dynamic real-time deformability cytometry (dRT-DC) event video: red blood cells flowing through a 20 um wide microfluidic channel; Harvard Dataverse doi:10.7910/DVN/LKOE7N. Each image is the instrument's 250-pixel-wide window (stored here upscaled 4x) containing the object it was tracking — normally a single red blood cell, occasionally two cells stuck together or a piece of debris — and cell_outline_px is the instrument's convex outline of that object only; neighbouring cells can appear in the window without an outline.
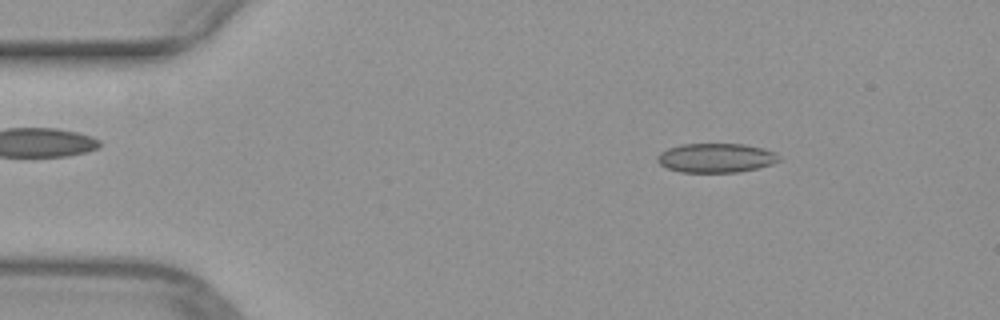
{"species": "common noctule bat (a hibernating species)", "species_latin": "Nyctalus noctula", "temperature_condition": "warm", "stored_images_in_passage": 50, "camera_frame_rate_fps": 3000, "um_per_image_px": 0.085, "animal": {"sex": "female", "body_mass_g": 29.2, "forearm_length_mm": 56.3}, "frame": {"image": 1, "passage_image": 7, "time_ms": 2.0, "image_size_px": [1000, 320], "cell_outline_px": [[784, 160], [772, 164], [756, 168], [736, 172], [680, 172], [664, 168], [656, 160], [656, 156], [660, 152], [668, 148], [680, 144], [744, 144], [764, 148], [776, 152]], "centroid_in_image_um": [60.86, 13.42], "position_along_channel_um": 24.1, "area_um2": 21.04}}
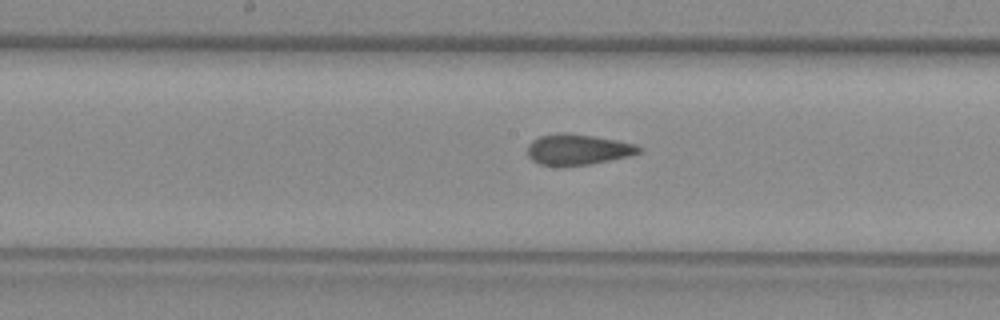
{"frame": {"image": 2, "passage_image": 25, "time_ms": 8.0, "image_size_px": [1000, 320], "cell_outline_px": [[644, 152], [628, 156], [588, 164], [560, 168], [540, 164], [532, 160], [528, 156], [528, 144], [532, 140], [540, 136], [560, 132], [568, 132], [616, 140], [636, 144], [644, 148]], "centroid_in_image_um": [49.1, 12.72], "position_along_channel_um": 199.1, "area_um2": 20.35}}
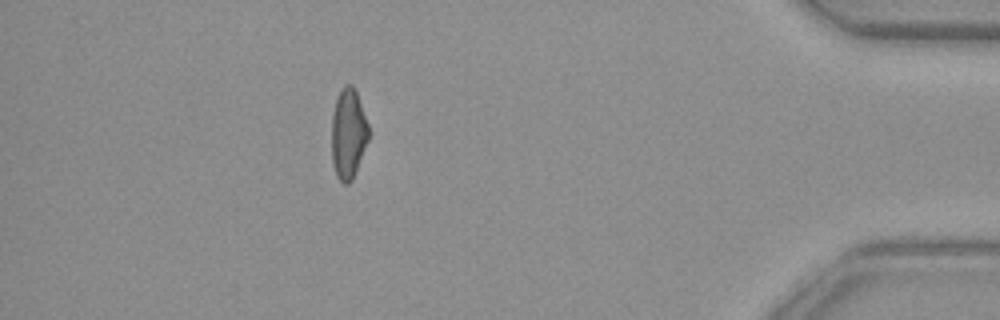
{"frame": {"image": 3, "passage_image": 44, "time_ms": 14.333, "image_size_px": [1000, 320], "cell_outline_px": [[368, 140], [356, 172], [352, 180], [348, 184], [344, 184], [336, 176], [332, 164], [332, 116], [336, 100], [340, 88], [344, 84], [352, 84], [356, 92], [368, 124]], "centroid_in_image_um": [29.59, 11.38], "position_along_channel_um": 405.6, "area_um2": 19.42}}